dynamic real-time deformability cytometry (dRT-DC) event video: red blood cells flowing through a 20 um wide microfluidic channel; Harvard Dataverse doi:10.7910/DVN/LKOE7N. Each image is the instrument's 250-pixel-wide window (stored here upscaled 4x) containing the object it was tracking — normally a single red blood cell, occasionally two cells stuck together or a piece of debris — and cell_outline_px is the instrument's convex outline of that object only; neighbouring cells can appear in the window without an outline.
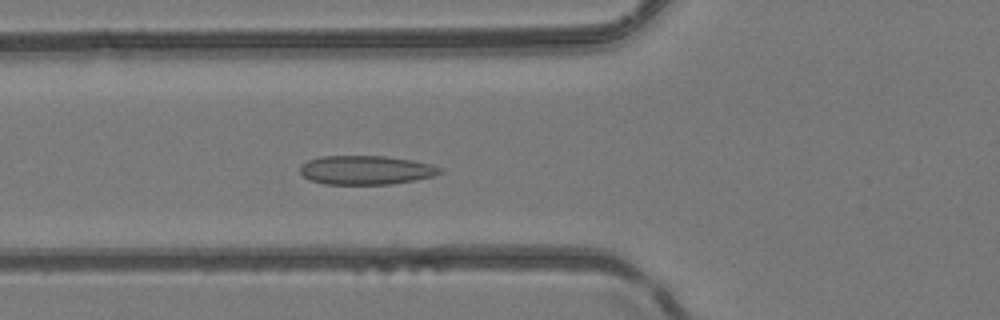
{"species": "common noctule bat (a hibernating species)", "species_latin": "Nyctalus noctula", "temperature_condition": "room temperature", "stored_images_in_passage": 44, "camera_frame_rate_fps": 3000, "um_per_image_px": 0.085, "animal": {"sex": "female", "body_mass_g": 24.6, "forearm_length_mm": 56.2}, "frame": {"image": 1, "passage_image": 13, "time_ms": 4.0, "image_size_px": [1000, 320], "cell_outline_px": [[444, 172], [432, 176], [416, 180], [388, 184], [324, 184], [312, 180], [304, 176], [300, 172], [300, 168], [308, 160], [320, 156], [384, 156], [412, 160], [432, 164], [440, 168]], "centroid_in_image_um": [31.13, 14.45], "position_along_channel_um": 94.7, "area_um2": 23.47}}
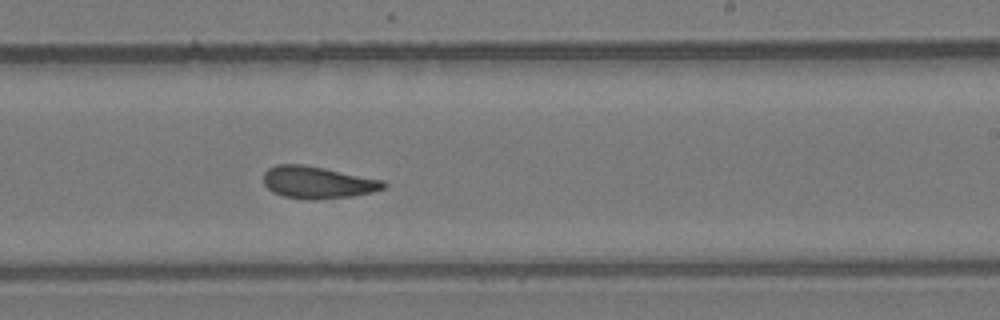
{"frame": {"image": 2, "passage_image": 25, "time_ms": 8.0, "image_size_px": [1000, 320], "cell_outline_px": [[388, 184], [384, 188], [372, 192], [352, 196], [316, 200], [304, 200], [284, 196], [272, 192], [264, 184], [264, 172], [268, 168], [276, 164], [300, 164], [324, 168], [384, 180]], "centroid_in_image_um": [26.99, 15.51], "position_along_channel_um": 262.0, "area_um2": 22.6}}
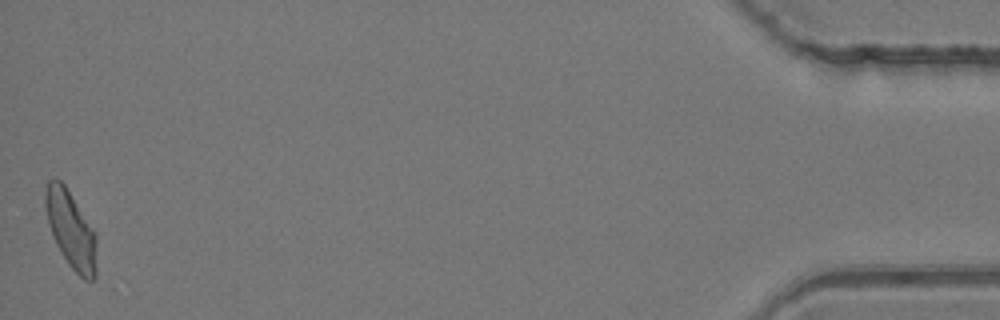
{"frame": {"image": 3, "passage_image": 44, "time_ms": 14.333, "image_size_px": [1000, 320], "cell_outline_px": [[96, 280], [84, 280], [68, 264], [56, 244], [52, 236], [48, 224], [44, 204], [44, 192], [48, 180], [60, 180], [64, 184], [96, 232]], "centroid_in_image_um": [6.03, 19.53], "position_along_channel_um": 429.2, "area_um2": 23.18}, "authors_computed_cell_mechanics": {"area_um2": 22.6576, "velocity_mm_per_s": 4.1752, "shape_relaxation_time_tau1_ms": null, "shape_relaxation_time_tau2_ms": 2.9148, "deformation_change_tau1": null, "deformation_change_tau2": 0.0917}}